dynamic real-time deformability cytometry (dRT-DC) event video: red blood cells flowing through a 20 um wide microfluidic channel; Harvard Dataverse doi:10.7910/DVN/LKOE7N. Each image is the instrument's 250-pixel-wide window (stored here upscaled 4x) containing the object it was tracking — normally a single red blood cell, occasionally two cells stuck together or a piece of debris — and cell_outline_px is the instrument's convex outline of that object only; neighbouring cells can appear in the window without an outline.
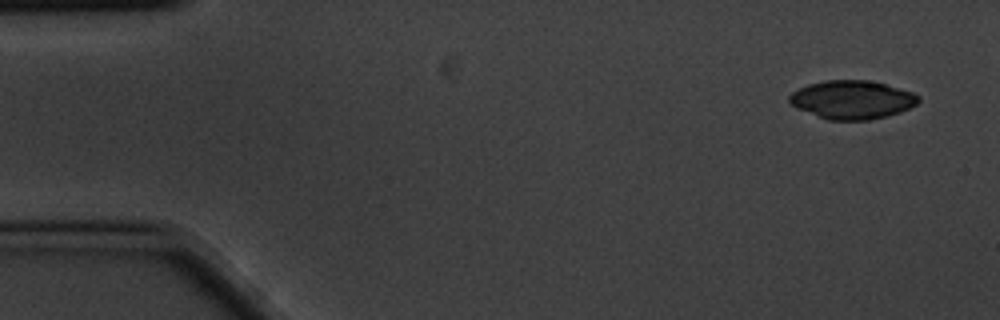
{"species": "common noctule bat (a hibernating species)", "species_latin": "Nyctalus noctula", "temperature_condition": "cold", "stored_images_in_passage": 5, "camera_frame_rate_fps": 3000, "um_per_image_px": 0.085, "animal": {"sex": "male", "body_mass_g": 20.1, "forearm_length_mm": 53.5}, "frame": {"image": 1, "passage_image": 1, "time_ms": 0.0, "image_size_px": [1000, 320], "cell_outline_px": [[920, 100], [916, 104], [900, 112], [888, 116], [868, 120], [828, 120], [796, 108], [788, 100], [788, 96], [792, 92], [808, 84], [824, 80], [868, 80], [884, 84], [912, 92], [920, 96]], "centroid_in_image_um": [72.41, 8.48], "position_along_channel_um": 12.6, "area_um2": 28.9}}